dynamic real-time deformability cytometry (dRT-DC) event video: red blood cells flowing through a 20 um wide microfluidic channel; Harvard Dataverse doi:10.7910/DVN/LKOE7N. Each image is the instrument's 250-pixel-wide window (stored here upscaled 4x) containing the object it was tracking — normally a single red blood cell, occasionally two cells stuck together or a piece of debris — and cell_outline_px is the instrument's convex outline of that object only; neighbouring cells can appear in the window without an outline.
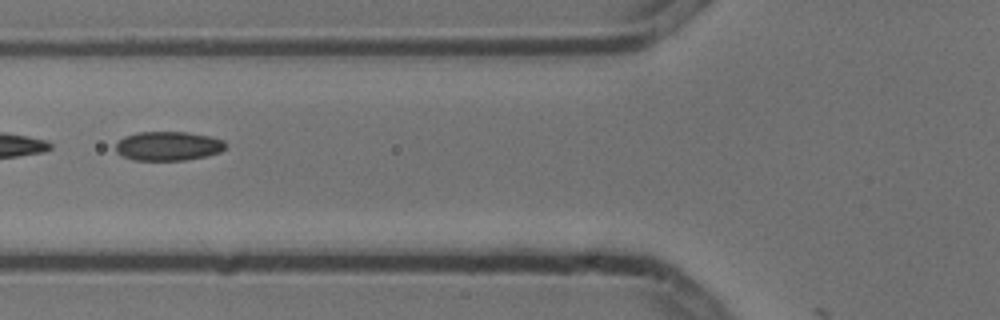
{"species": "common noctule bat (a hibernating species)", "species_latin": "Nyctalus noctula", "temperature_condition": "cold", "stored_images_in_passage": 5, "camera_frame_rate_fps": 3000, "um_per_image_px": 0.085, "animal": {"sex": "male", "body_mass_g": 13.3}, "frame": {"image": 1, "passage_image": 2, "time_ms": 0.333, "image_size_px": [1000, 320], "cell_outline_px": [[228, 144], [220, 152], [204, 156], [184, 160], [136, 160], [124, 156], [116, 152], [116, 144], [124, 136], [136, 132], [188, 132], [208, 136], [224, 140]], "centroid_in_image_um": [14.3, 12.4], "position_along_channel_um": 111.5, "area_um2": 18.55}}
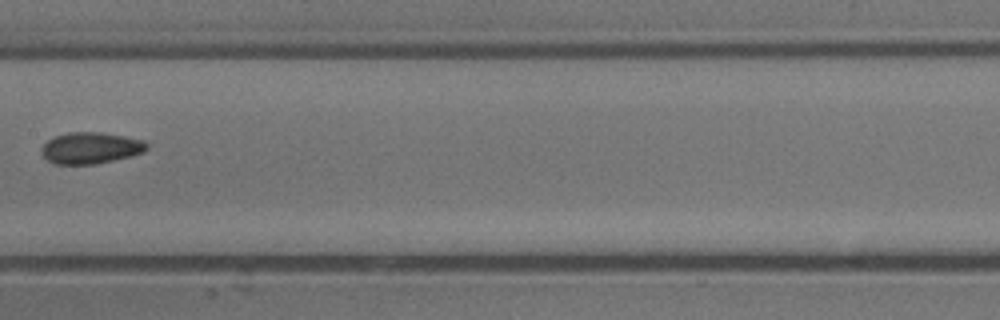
{"frame": {"image": 2, "passage_image": 4, "time_ms": 1.0, "image_size_px": [1000, 320], "cell_outline_px": [[148, 148], [144, 152], [132, 156], [96, 164], [52, 164], [40, 152], [40, 148], [48, 140], [56, 136], [68, 132], [100, 132], [124, 136], [144, 140], [148, 144]], "centroid_in_image_um": [7.71, 12.58], "position_along_channel_um": 199.7, "area_um2": 19.42}}
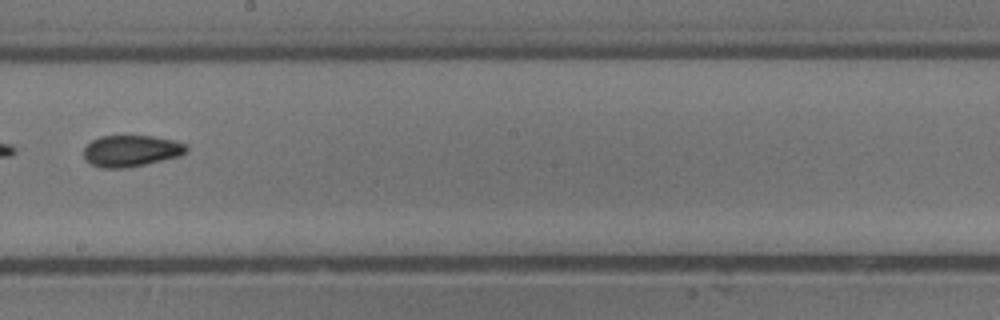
{"frame": {"image": 3, "passage_image": 5, "time_ms": 1.333, "image_size_px": [1000, 320], "cell_outline_px": [[188, 152], [180, 156], [128, 168], [100, 168], [92, 164], [84, 156], [84, 148], [92, 140], [100, 136], [152, 136], [172, 140], [184, 144], [188, 148]], "centroid_in_image_um": [11.15, 12.83], "position_along_channel_um": 237.0, "area_um2": 18.73}}